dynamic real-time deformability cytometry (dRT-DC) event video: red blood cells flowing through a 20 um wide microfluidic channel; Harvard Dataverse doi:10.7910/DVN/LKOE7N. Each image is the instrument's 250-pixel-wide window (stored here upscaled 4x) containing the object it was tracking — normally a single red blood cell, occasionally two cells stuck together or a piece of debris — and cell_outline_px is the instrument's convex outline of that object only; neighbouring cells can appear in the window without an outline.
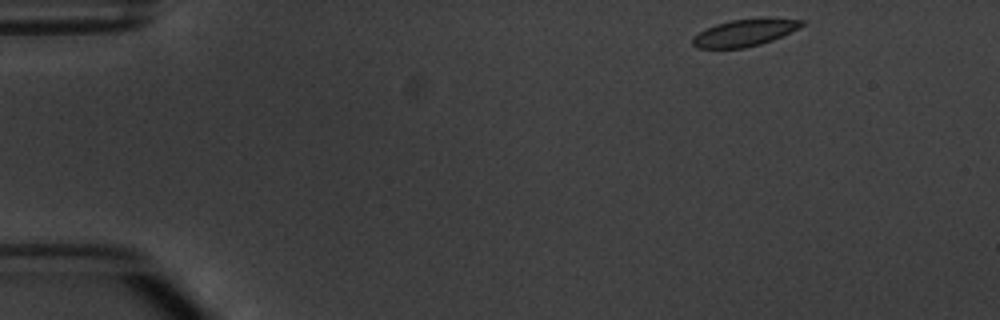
{"species": "common noctule bat (a hibernating species)", "species_latin": "Nyctalus noctula", "temperature_condition": "warm", "stored_images_in_passage": 7, "camera_frame_rate_fps": 3000, "um_per_image_px": 0.085, "animal": {"sex": "male", "body_mass_g": 20.1, "forearm_length_mm": 53.5}, "frame": {"image": 1, "passage_image": 1, "time_ms": 0.0, "image_size_px": [1000, 320], "cell_outline_px": [[804, 24], [800, 28], [772, 40], [760, 44], [744, 48], [696, 48], [692, 44], [692, 36], [716, 24], [732, 20], [764, 16], [768, 16], [804, 20]], "centroid_in_image_um": [63.35, 2.75], "position_along_channel_um": 21.7, "area_um2": 17.51}}
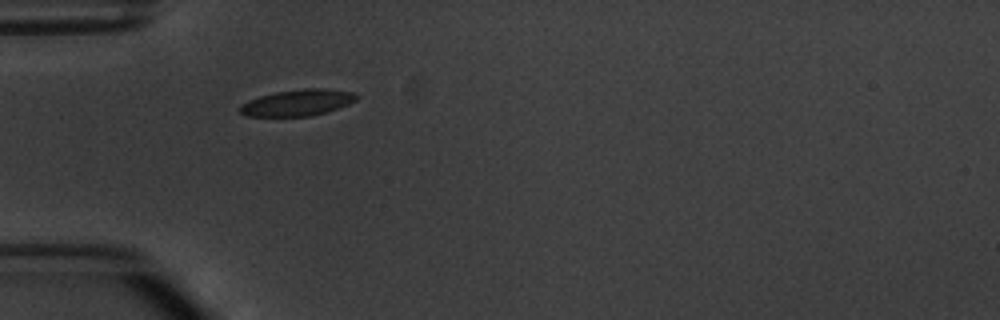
{"frame": {"image": 2, "passage_image": 4, "time_ms": 3.333, "image_size_px": [1000, 320], "cell_outline_px": [[360, 96], [356, 100], [348, 104], [312, 116], [248, 116], [240, 112], [236, 108], [240, 104], [248, 100], [260, 96], [276, 92], [304, 88], [324, 88], [352, 92]], "centroid_in_image_um": [25.25, 8.72], "position_along_channel_um": 59.7, "area_um2": 17.86}}
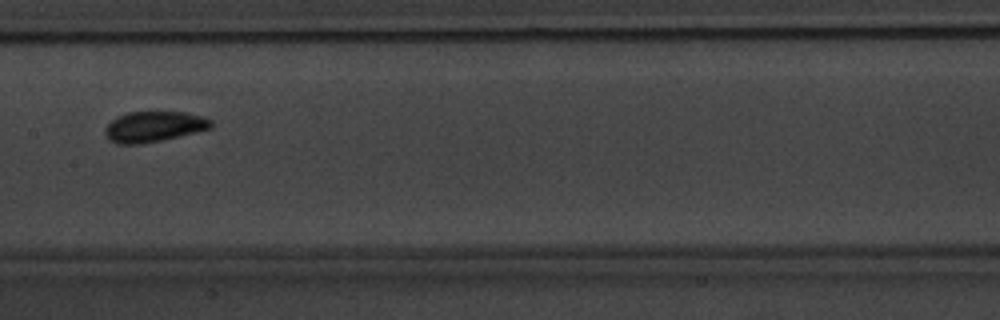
{"frame": {"image": 3, "passage_image": 7, "time_ms": 7.0, "image_size_px": [1000, 320], "cell_outline_px": [[212, 128], [160, 140], [140, 144], [116, 144], [108, 140], [104, 132], [104, 128], [116, 116], [128, 112], [184, 112], [204, 116], [212, 120]], "centroid_in_image_um": [13.05, 10.76], "position_along_channel_um": 194.4, "area_um2": 18.9}}